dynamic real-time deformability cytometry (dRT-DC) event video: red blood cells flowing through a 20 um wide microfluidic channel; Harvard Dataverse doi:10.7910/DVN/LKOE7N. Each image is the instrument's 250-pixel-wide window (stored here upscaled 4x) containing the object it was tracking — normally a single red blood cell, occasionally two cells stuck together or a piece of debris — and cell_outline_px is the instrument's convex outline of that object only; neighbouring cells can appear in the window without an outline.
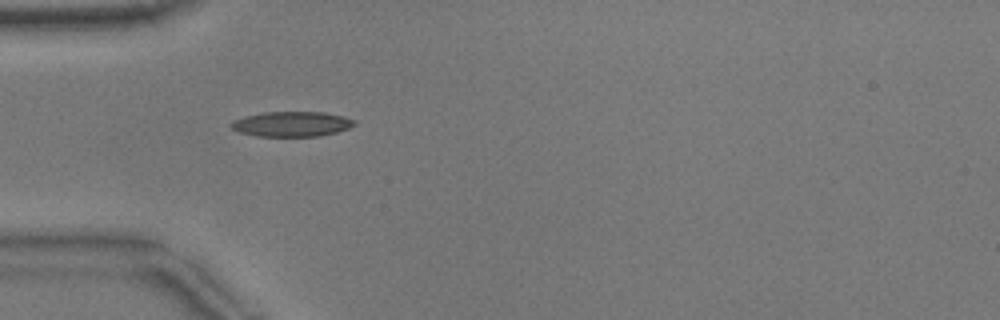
{"species": "common noctule bat (a hibernating species)", "species_latin": "Nyctalus noctula", "temperature_condition": "warm", "stored_images_in_passage": 4, "camera_frame_rate_fps": 3000, "um_per_image_px": 0.085, "animal": {"sex": "male", "body_mass_g": 17.9}, "frame": {"image": 1, "passage_image": 1, "time_ms": 0.0, "image_size_px": [1000, 320], "cell_outline_px": [[356, 124], [348, 128], [336, 132], [320, 136], [256, 136], [240, 132], [232, 128], [228, 124], [232, 120], [244, 116], [264, 112], [324, 112], [344, 116], [356, 120]], "centroid_in_image_um": [24.79, 10.53], "position_along_channel_um": 60.2, "area_um2": 18.09}}
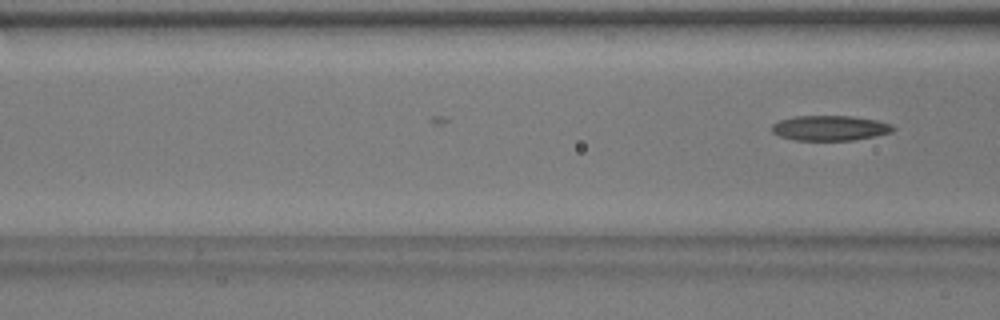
{"frame": {"image": 2, "passage_image": 4, "time_ms": 1.0, "image_size_px": [1000, 320], "cell_outline_px": [[896, 128], [892, 132], [852, 140], [792, 140], [780, 136], [772, 132], [772, 124], [780, 120], [796, 116], [852, 116], [876, 120], [892, 124]], "centroid_in_image_um": [70.54, 10.88], "position_along_channel_um": 96.1, "area_um2": 17.63}}